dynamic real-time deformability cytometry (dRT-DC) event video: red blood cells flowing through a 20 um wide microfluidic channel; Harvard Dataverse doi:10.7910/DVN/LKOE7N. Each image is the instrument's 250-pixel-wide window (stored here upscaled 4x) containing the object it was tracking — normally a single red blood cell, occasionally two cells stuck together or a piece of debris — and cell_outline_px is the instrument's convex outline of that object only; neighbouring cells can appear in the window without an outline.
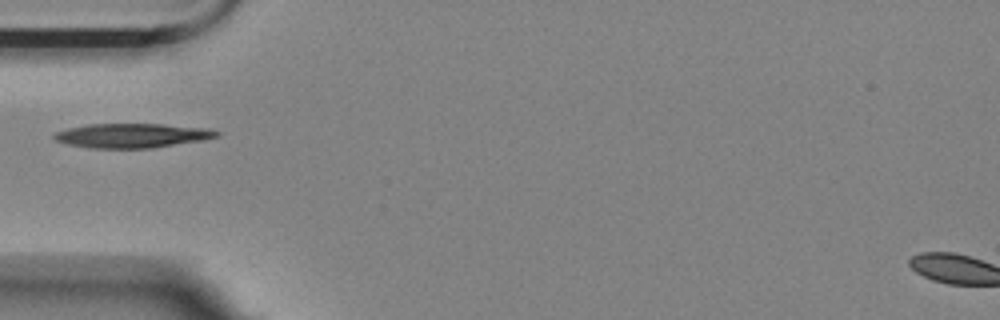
{"species": "Egyptian fruit bat (a non-hibernating species)", "species_latin": "Rousettus aegyptiacus", "temperature_condition": "room temperature", "stored_images_in_passage": 2, "camera_frame_rate_fps": 3000, "um_per_image_px": 0.085, "animal": {"sex": "female"}, "frame": {"image": 1, "passage_image": 2, "time_ms": 0.333, "image_size_px": [1000, 320], "cell_outline_px": [[220, 136], [204, 140], [152, 148], [88, 148], [68, 144], [56, 140], [52, 136], [56, 132], [68, 128], [88, 124], [164, 124], [208, 128], [220, 132]], "centroid_in_image_um": [11.26, 11.52], "position_along_channel_um": 73.7, "area_um2": 23.12}}